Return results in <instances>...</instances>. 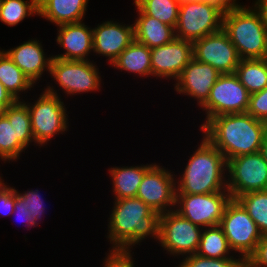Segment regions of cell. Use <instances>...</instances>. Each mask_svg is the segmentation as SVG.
Segmentation results:
<instances>
[{"mask_svg":"<svg viewBox=\"0 0 267 267\" xmlns=\"http://www.w3.org/2000/svg\"><path fill=\"white\" fill-rule=\"evenodd\" d=\"M161 167L154 163L145 173L136 195V197L159 214L175 209L177 185L173 174L166 170L165 167ZM170 206L174 207V209Z\"/></svg>","mask_w":267,"mask_h":267,"instance_id":"15","label":"cell"},{"mask_svg":"<svg viewBox=\"0 0 267 267\" xmlns=\"http://www.w3.org/2000/svg\"><path fill=\"white\" fill-rule=\"evenodd\" d=\"M198 149L190 156L182 177L176 181V194H209L227 190V160L203 136Z\"/></svg>","mask_w":267,"mask_h":267,"instance_id":"3","label":"cell"},{"mask_svg":"<svg viewBox=\"0 0 267 267\" xmlns=\"http://www.w3.org/2000/svg\"><path fill=\"white\" fill-rule=\"evenodd\" d=\"M39 96L34 105L23 102L28 107L35 144L42 147L55 135L67 131L68 115L61 97L58 96L53 86L45 88Z\"/></svg>","mask_w":267,"mask_h":267,"instance_id":"6","label":"cell"},{"mask_svg":"<svg viewBox=\"0 0 267 267\" xmlns=\"http://www.w3.org/2000/svg\"><path fill=\"white\" fill-rule=\"evenodd\" d=\"M3 182H2V176L0 177V186H1V184H2Z\"/></svg>","mask_w":267,"mask_h":267,"instance_id":"46","label":"cell"},{"mask_svg":"<svg viewBox=\"0 0 267 267\" xmlns=\"http://www.w3.org/2000/svg\"><path fill=\"white\" fill-rule=\"evenodd\" d=\"M247 260L254 267H267V234L262 236L256 251Z\"/></svg>","mask_w":267,"mask_h":267,"instance_id":"36","label":"cell"},{"mask_svg":"<svg viewBox=\"0 0 267 267\" xmlns=\"http://www.w3.org/2000/svg\"><path fill=\"white\" fill-rule=\"evenodd\" d=\"M39 14L35 0H2L0 21L8 26L18 25L26 17Z\"/></svg>","mask_w":267,"mask_h":267,"instance_id":"30","label":"cell"},{"mask_svg":"<svg viewBox=\"0 0 267 267\" xmlns=\"http://www.w3.org/2000/svg\"><path fill=\"white\" fill-rule=\"evenodd\" d=\"M152 76L178 79L193 59V44L175 38L172 42L150 49Z\"/></svg>","mask_w":267,"mask_h":267,"instance_id":"16","label":"cell"},{"mask_svg":"<svg viewBox=\"0 0 267 267\" xmlns=\"http://www.w3.org/2000/svg\"><path fill=\"white\" fill-rule=\"evenodd\" d=\"M233 251L219 225L203 229L196 254L205 258L233 257L228 254Z\"/></svg>","mask_w":267,"mask_h":267,"instance_id":"27","label":"cell"},{"mask_svg":"<svg viewBox=\"0 0 267 267\" xmlns=\"http://www.w3.org/2000/svg\"><path fill=\"white\" fill-rule=\"evenodd\" d=\"M93 52L108 57L110 64L134 40V24L105 21L93 28Z\"/></svg>","mask_w":267,"mask_h":267,"instance_id":"18","label":"cell"},{"mask_svg":"<svg viewBox=\"0 0 267 267\" xmlns=\"http://www.w3.org/2000/svg\"><path fill=\"white\" fill-rule=\"evenodd\" d=\"M207 138L226 160L260 152L267 123L254 118L247 112L218 115L201 126Z\"/></svg>","mask_w":267,"mask_h":267,"instance_id":"1","label":"cell"},{"mask_svg":"<svg viewBox=\"0 0 267 267\" xmlns=\"http://www.w3.org/2000/svg\"><path fill=\"white\" fill-rule=\"evenodd\" d=\"M231 199L228 190L209 194H176L175 206L178 208L175 211L201 228L216 226Z\"/></svg>","mask_w":267,"mask_h":267,"instance_id":"11","label":"cell"},{"mask_svg":"<svg viewBox=\"0 0 267 267\" xmlns=\"http://www.w3.org/2000/svg\"><path fill=\"white\" fill-rule=\"evenodd\" d=\"M246 112L254 118L267 123V87L262 91L250 94Z\"/></svg>","mask_w":267,"mask_h":267,"instance_id":"32","label":"cell"},{"mask_svg":"<svg viewBox=\"0 0 267 267\" xmlns=\"http://www.w3.org/2000/svg\"><path fill=\"white\" fill-rule=\"evenodd\" d=\"M83 22L59 25L56 42L65 53L53 56L63 60L87 61L93 50V30Z\"/></svg>","mask_w":267,"mask_h":267,"instance_id":"19","label":"cell"},{"mask_svg":"<svg viewBox=\"0 0 267 267\" xmlns=\"http://www.w3.org/2000/svg\"><path fill=\"white\" fill-rule=\"evenodd\" d=\"M250 93L234 74H222L211 88L209 98L201 106L206 121L218 115L244 113L248 109Z\"/></svg>","mask_w":267,"mask_h":267,"instance_id":"12","label":"cell"},{"mask_svg":"<svg viewBox=\"0 0 267 267\" xmlns=\"http://www.w3.org/2000/svg\"><path fill=\"white\" fill-rule=\"evenodd\" d=\"M89 0H44L39 6V16L57 26L82 22Z\"/></svg>","mask_w":267,"mask_h":267,"instance_id":"22","label":"cell"},{"mask_svg":"<svg viewBox=\"0 0 267 267\" xmlns=\"http://www.w3.org/2000/svg\"><path fill=\"white\" fill-rule=\"evenodd\" d=\"M222 74L209 64L194 58L183 69L174 85L177 93L191 96L201 107L209 98L211 88Z\"/></svg>","mask_w":267,"mask_h":267,"instance_id":"17","label":"cell"},{"mask_svg":"<svg viewBox=\"0 0 267 267\" xmlns=\"http://www.w3.org/2000/svg\"><path fill=\"white\" fill-rule=\"evenodd\" d=\"M222 29L243 59L267 58V29L259 12L235 3L224 10Z\"/></svg>","mask_w":267,"mask_h":267,"instance_id":"4","label":"cell"},{"mask_svg":"<svg viewBox=\"0 0 267 267\" xmlns=\"http://www.w3.org/2000/svg\"><path fill=\"white\" fill-rule=\"evenodd\" d=\"M175 1H177V2H179V3H182V2H185V1H187V0H175Z\"/></svg>","mask_w":267,"mask_h":267,"instance_id":"45","label":"cell"},{"mask_svg":"<svg viewBox=\"0 0 267 267\" xmlns=\"http://www.w3.org/2000/svg\"><path fill=\"white\" fill-rule=\"evenodd\" d=\"M111 211L107 225L111 251L131 252L132 245L148 236L159 239L160 214L138 197L115 200Z\"/></svg>","mask_w":267,"mask_h":267,"instance_id":"2","label":"cell"},{"mask_svg":"<svg viewBox=\"0 0 267 267\" xmlns=\"http://www.w3.org/2000/svg\"><path fill=\"white\" fill-rule=\"evenodd\" d=\"M236 200L257 224L262 235L267 234V190L244 193Z\"/></svg>","mask_w":267,"mask_h":267,"instance_id":"28","label":"cell"},{"mask_svg":"<svg viewBox=\"0 0 267 267\" xmlns=\"http://www.w3.org/2000/svg\"><path fill=\"white\" fill-rule=\"evenodd\" d=\"M4 52L33 84H36L39 78L42 77L44 71L50 72L53 55L46 57L43 47L37 39H29L15 48H10L8 51L4 50Z\"/></svg>","mask_w":267,"mask_h":267,"instance_id":"20","label":"cell"},{"mask_svg":"<svg viewBox=\"0 0 267 267\" xmlns=\"http://www.w3.org/2000/svg\"><path fill=\"white\" fill-rule=\"evenodd\" d=\"M44 0H35L36 4L39 6Z\"/></svg>","mask_w":267,"mask_h":267,"instance_id":"44","label":"cell"},{"mask_svg":"<svg viewBox=\"0 0 267 267\" xmlns=\"http://www.w3.org/2000/svg\"><path fill=\"white\" fill-rule=\"evenodd\" d=\"M137 10L139 15L134 22L135 41L151 49L170 43L176 38L174 27L145 15L138 7Z\"/></svg>","mask_w":267,"mask_h":267,"instance_id":"21","label":"cell"},{"mask_svg":"<svg viewBox=\"0 0 267 267\" xmlns=\"http://www.w3.org/2000/svg\"><path fill=\"white\" fill-rule=\"evenodd\" d=\"M0 83L15 100H21L20 92L31 90L34 86L3 50H0Z\"/></svg>","mask_w":267,"mask_h":267,"instance_id":"25","label":"cell"},{"mask_svg":"<svg viewBox=\"0 0 267 267\" xmlns=\"http://www.w3.org/2000/svg\"><path fill=\"white\" fill-rule=\"evenodd\" d=\"M13 212L18 215V218L24 220L28 224L27 227L32 228V226H35V220L30 215V211L25 208L24 200L17 194V190L15 192V205Z\"/></svg>","mask_w":267,"mask_h":267,"instance_id":"37","label":"cell"},{"mask_svg":"<svg viewBox=\"0 0 267 267\" xmlns=\"http://www.w3.org/2000/svg\"><path fill=\"white\" fill-rule=\"evenodd\" d=\"M224 9L215 3L187 0L180 3L175 26L178 39L194 42L222 29Z\"/></svg>","mask_w":267,"mask_h":267,"instance_id":"5","label":"cell"},{"mask_svg":"<svg viewBox=\"0 0 267 267\" xmlns=\"http://www.w3.org/2000/svg\"><path fill=\"white\" fill-rule=\"evenodd\" d=\"M193 58L214 67L221 74H234L240 62L237 49L228 34L220 31L194 41Z\"/></svg>","mask_w":267,"mask_h":267,"instance_id":"14","label":"cell"},{"mask_svg":"<svg viewBox=\"0 0 267 267\" xmlns=\"http://www.w3.org/2000/svg\"><path fill=\"white\" fill-rule=\"evenodd\" d=\"M111 65L121 71L136 73L140 77L152 76L150 49L135 40L120 53Z\"/></svg>","mask_w":267,"mask_h":267,"instance_id":"24","label":"cell"},{"mask_svg":"<svg viewBox=\"0 0 267 267\" xmlns=\"http://www.w3.org/2000/svg\"><path fill=\"white\" fill-rule=\"evenodd\" d=\"M134 2L145 15L175 28L179 14V2L175 0H134Z\"/></svg>","mask_w":267,"mask_h":267,"instance_id":"29","label":"cell"},{"mask_svg":"<svg viewBox=\"0 0 267 267\" xmlns=\"http://www.w3.org/2000/svg\"><path fill=\"white\" fill-rule=\"evenodd\" d=\"M242 261L241 257L205 258L195 253L184 257L177 267H238Z\"/></svg>","mask_w":267,"mask_h":267,"instance_id":"31","label":"cell"},{"mask_svg":"<svg viewBox=\"0 0 267 267\" xmlns=\"http://www.w3.org/2000/svg\"><path fill=\"white\" fill-rule=\"evenodd\" d=\"M253 6L259 12L267 29V0H257Z\"/></svg>","mask_w":267,"mask_h":267,"instance_id":"38","label":"cell"},{"mask_svg":"<svg viewBox=\"0 0 267 267\" xmlns=\"http://www.w3.org/2000/svg\"><path fill=\"white\" fill-rule=\"evenodd\" d=\"M49 73L68 95L100 89V73L98 67L90 59L81 61L53 57Z\"/></svg>","mask_w":267,"mask_h":267,"instance_id":"13","label":"cell"},{"mask_svg":"<svg viewBox=\"0 0 267 267\" xmlns=\"http://www.w3.org/2000/svg\"><path fill=\"white\" fill-rule=\"evenodd\" d=\"M227 190L232 199L252 192L267 190V162L260 152L227 160Z\"/></svg>","mask_w":267,"mask_h":267,"instance_id":"10","label":"cell"},{"mask_svg":"<svg viewBox=\"0 0 267 267\" xmlns=\"http://www.w3.org/2000/svg\"><path fill=\"white\" fill-rule=\"evenodd\" d=\"M16 100L8 93L5 87L0 83V104L6 107L11 106Z\"/></svg>","mask_w":267,"mask_h":267,"instance_id":"39","label":"cell"},{"mask_svg":"<svg viewBox=\"0 0 267 267\" xmlns=\"http://www.w3.org/2000/svg\"><path fill=\"white\" fill-rule=\"evenodd\" d=\"M238 267H254L248 260H243Z\"/></svg>","mask_w":267,"mask_h":267,"instance_id":"42","label":"cell"},{"mask_svg":"<svg viewBox=\"0 0 267 267\" xmlns=\"http://www.w3.org/2000/svg\"><path fill=\"white\" fill-rule=\"evenodd\" d=\"M106 256L104 267H134L131 252L110 250Z\"/></svg>","mask_w":267,"mask_h":267,"instance_id":"35","label":"cell"},{"mask_svg":"<svg viewBox=\"0 0 267 267\" xmlns=\"http://www.w3.org/2000/svg\"><path fill=\"white\" fill-rule=\"evenodd\" d=\"M202 229L175 210L168 211L160 214L158 242L170 255H193L197 252Z\"/></svg>","mask_w":267,"mask_h":267,"instance_id":"9","label":"cell"},{"mask_svg":"<svg viewBox=\"0 0 267 267\" xmlns=\"http://www.w3.org/2000/svg\"><path fill=\"white\" fill-rule=\"evenodd\" d=\"M141 165L131 167H113L109 169L110 177L113 182V192L115 199L136 197L137 190L141 184L145 173L153 166Z\"/></svg>","mask_w":267,"mask_h":267,"instance_id":"23","label":"cell"},{"mask_svg":"<svg viewBox=\"0 0 267 267\" xmlns=\"http://www.w3.org/2000/svg\"><path fill=\"white\" fill-rule=\"evenodd\" d=\"M35 142L27 105L16 100L0 118V159L16 161L30 143Z\"/></svg>","mask_w":267,"mask_h":267,"instance_id":"7","label":"cell"},{"mask_svg":"<svg viewBox=\"0 0 267 267\" xmlns=\"http://www.w3.org/2000/svg\"><path fill=\"white\" fill-rule=\"evenodd\" d=\"M39 190H28L25 193H19L17 191V194L24 200V206L27 210L30 211V215L35 220V227L38 226L39 219H41L42 214H44L45 207L43 205V200L41 199Z\"/></svg>","mask_w":267,"mask_h":267,"instance_id":"33","label":"cell"},{"mask_svg":"<svg viewBox=\"0 0 267 267\" xmlns=\"http://www.w3.org/2000/svg\"><path fill=\"white\" fill-rule=\"evenodd\" d=\"M6 106L4 104H0V118L5 116Z\"/></svg>","mask_w":267,"mask_h":267,"instance_id":"43","label":"cell"},{"mask_svg":"<svg viewBox=\"0 0 267 267\" xmlns=\"http://www.w3.org/2000/svg\"><path fill=\"white\" fill-rule=\"evenodd\" d=\"M235 75L250 94L267 87V58L240 60Z\"/></svg>","mask_w":267,"mask_h":267,"instance_id":"26","label":"cell"},{"mask_svg":"<svg viewBox=\"0 0 267 267\" xmlns=\"http://www.w3.org/2000/svg\"><path fill=\"white\" fill-rule=\"evenodd\" d=\"M260 153L262 154L263 158L267 162V133L264 135L262 145L260 148Z\"/></svg>","mask_w":267,"mask_h":267,"instance_id":"41","label":"cell"},{"mask_svg":"<svg viewBox=\"0 0 267 267\" xmlns=\"http://www.w3.org/2000/svg\"><path fill=\"white\" fill-rule=\"evenodd\" d=\"M219 226L230 248L241 253L243 260H247L256 251L263 236L257 224L236 199H231L227 204Z\"/></svg>","mask_w":267,"mask_h":267,"instance_id":"8","label":"cell"},{"mask_svg":"<svg viewBox=\"0 0 267 267\" xmlns=\"http://www.w3.org/2000/svg\"><path fill=\"white\" fill-rule=\"evenodd\" d=\"M198 1L212 2L218 4L224 10H226L228 7L236 3V0H198Z\"/></svg>","mask_w":267,"mask_h":267,"instance_id":"40","label":"cell"},{"mask_svg":"<svg viewBox=\"0 0 267 267\" xmlns=\"http://www.w3.org/2000/svg\"><path fill=\"white\" fill-rule=\"evenodd\" d=\"M15 192L16 189L7 186L3 180L0 186V215L9 216L14 213Z\"/></svg>","mask_w":267,"mask_h":267,"instance_id":"34","label":"cell"}]
</instances>
